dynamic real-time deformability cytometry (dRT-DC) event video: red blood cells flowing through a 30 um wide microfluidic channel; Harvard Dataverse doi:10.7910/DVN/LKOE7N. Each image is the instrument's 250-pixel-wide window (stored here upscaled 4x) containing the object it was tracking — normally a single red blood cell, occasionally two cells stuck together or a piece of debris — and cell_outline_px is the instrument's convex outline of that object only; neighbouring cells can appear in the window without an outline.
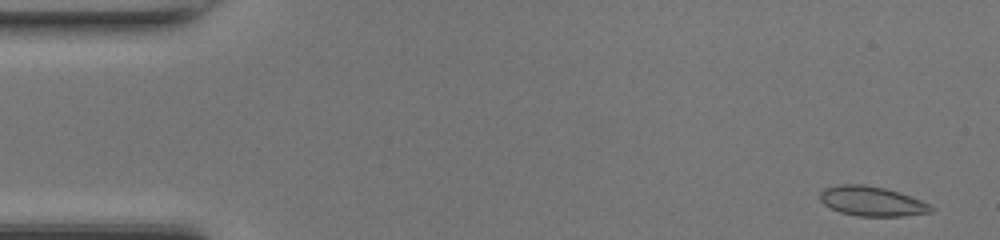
{"species": "common noctule bat (a hibernating species)", "species_latin": "Nyctalus noctula", "temperature_condition": "room temperature", "stored_images_in_passage": 46, "camera_frame_rate_fps": 3000, "um_per_image_px": 0.085, "animal": {"sex": "female", "body_mass_g": 17.0, "forearm_length_mm": 48.0}, "frame": {"image": 1, "passage_image": 1, "time_ms": 0.0, "image_size_px": [1000, 240], "cell_outline_px": [[936, 208], [932, 212], [904, 216], [856, 216], [840, 212], [824, 204], [820, 200], [820, 192], [824, 188], [840, 184], [864, 184], [884, 188], [900, 192], [920, 200]], "centroid_in_image_um": [74.11, 17.1], "position_along_channel_um": 10.9, "area_um2": 19.25}}
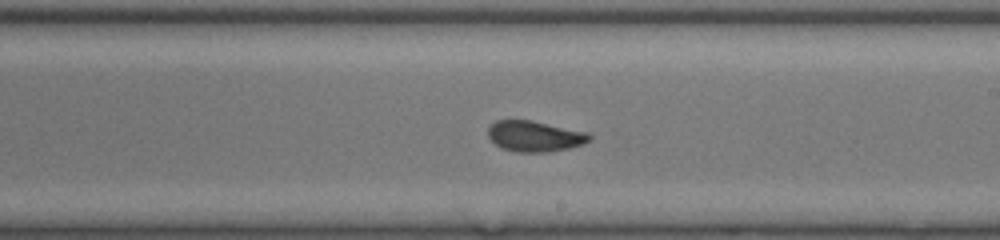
{"frame": {"image": 2, "passage_image": 26, "time_ms": 8.333, "image_size_px": [1000, 240], "cell_outline_px": [[592, 140], [584, 144], [568, 148], [548, 152], [516, 152], [500, 148], [488, 136], [488, 128], [496, 120], [532, 120], [588, 132], [592, 136]], "centroid_in_image_um": [45.48, 11.58], "position_along_channel_um": 243.5, "area_um2": 18.32}}
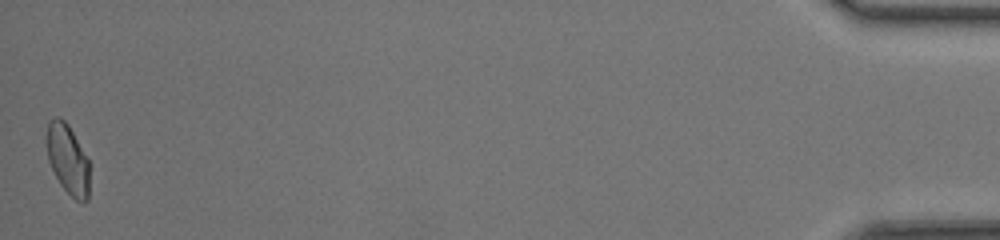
{"frame": {"image": 3, "passage_image": 46, "time_ms": 15.0, "image_size_px": [1000, 240], "cell_outline_px": [[88, 200], [84, 204], [76, 200], [60, 184], [48, 160], [48, 124], [56, 116], [60, 116], [68, 124], [88, 160]], "centroid_in_image_um": [5.78, 13.57], "position_along_channel_um": 429.4, "area_um2": 16.88}, "authors_computed_cell_mechanics": {"area_um2": 18.3226, "velocity_mm_per_s": 4.3491, "shape_relaxation_time_tau1_ms": 8.6359, "shape_relaxation_time_tau2_ms": 1.2322, "deformation_change_tau1": 0.1889, "deformation_change_tau2": 0.0481}}